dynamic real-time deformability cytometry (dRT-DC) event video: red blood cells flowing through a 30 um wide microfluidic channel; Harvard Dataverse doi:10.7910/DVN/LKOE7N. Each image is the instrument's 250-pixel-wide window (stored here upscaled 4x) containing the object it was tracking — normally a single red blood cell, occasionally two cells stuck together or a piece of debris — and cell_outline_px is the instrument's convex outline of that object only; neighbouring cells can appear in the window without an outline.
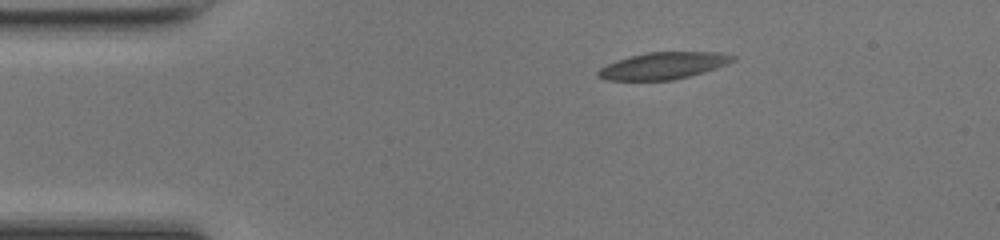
{"species": "common noctule bat (a hibernating species)", "species_latin": "Nyctalus noctula", "temperature_condition": "room temperature", "stored_images_in_passage": 41, "camera_frame_rate_fps": 3000, "um_per_image_px": 0.085, "animal": {"sex": "female", "body_mass_g": 17.0, "forearm_length_mm": 48.0}, "frame": {"image": 1, "passage_image": 1, "time_ms": 0.0, "image_size_px": [1000, 240], "cell_outline_px": [[736, 60], [728, 64], [704, 72], [672, 80], [604, 80], [596, 76], [596, 72], [600, 68], [616, 60], [628, 56], [648, 52], [720, 52], [736, 56]], "centroid_in_image_um": [56.37, 5.58], "position_along_channel_um": 28.6, "area_um2": 21.21}}
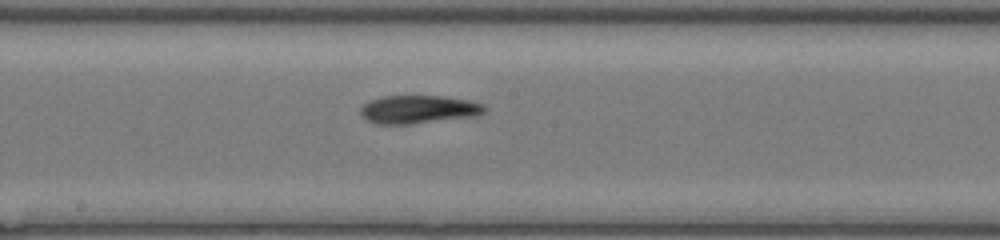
{"frame": {"image": 2, "passage_image": 18, "time_ms": 5.667, "image_size_px": [1000, 240], "cell_outline_px": [[484, 112], [476, 116], [408, 124], [376, 124], [364, 120], [360, 116], [360, 108], [364, 104], [372, 100], [384, 96], [444, 96], [468, 100], [484, 104]], "centroid_in_image_um": [35.53, 9.3], "position_along_channel_um": 212.7, "area_um2": 20.35}}
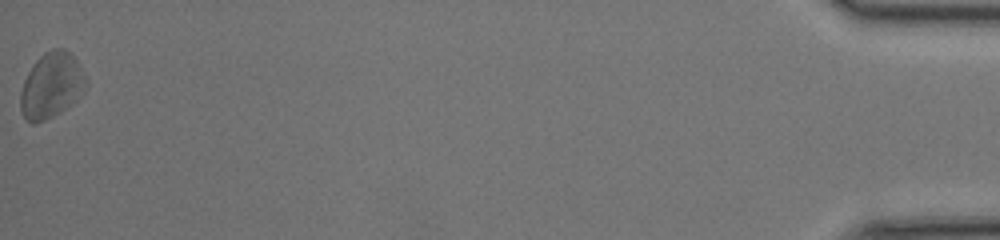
{"frame": {"image": 3, "passage_image": 41, "time_ms": 13.333, "image_size_px": [1000, 240], "cell_outline_px": [[88, 84], [84, 92], [72, 104], [60, 112], [36, 124], [32, 124], [24, 116], [20, 108], [20, 92], [24, 80], [32, 64], [44, 52], [52, 48], [64, 48], [76, 60]], "centroid_in_image_um": [4.36, 7.26], "position_along_channel_um": 430.8, "area_um2": 24.97}, "authors_computed_cell_mechanics": {"area_um2": 20.8658, "velocity_mm_per_s": 4.2488, "shape_relaxation_time_tau1_ms": 2.8893, "shape_relaxation_time_tau2_ms": 8.4301, "deformation_change_tau1": 0.1124, "deformation_change_tau2": 0.2175}}